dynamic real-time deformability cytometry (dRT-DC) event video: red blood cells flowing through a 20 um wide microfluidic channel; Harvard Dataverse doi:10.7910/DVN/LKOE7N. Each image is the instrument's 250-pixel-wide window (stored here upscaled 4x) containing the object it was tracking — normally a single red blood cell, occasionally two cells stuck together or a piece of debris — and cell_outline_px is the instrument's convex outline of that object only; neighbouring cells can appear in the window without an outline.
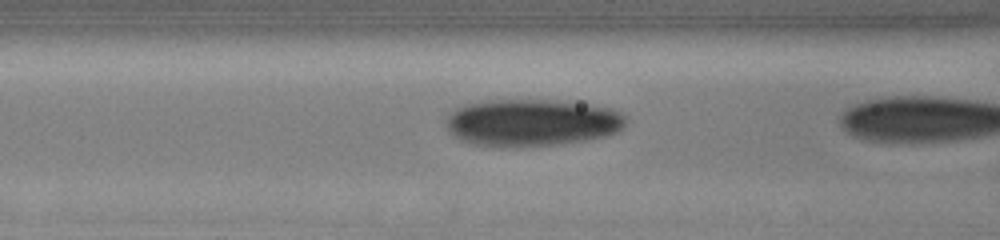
{"species": "human", "species_latin": "Homo sapiens", "temperature_condition": "cold", "stored_images_in_passage": 22, "camera_frame_rate_fps": 3000, "um_per_image_px": 0.085, "donor": {"sex": "male"}, "frame": {"image": 1, "passage_image": 20, "time_ms": 6.333, "image_size_px": [1000, 240], "cell_outline_px": [[628, 120], [624, 128], [620, 132], [588, 140], [564, 144], [516, 148], [488, 148], [468, 144], [452, 136], [448, 132], [444, 124], [444, 120], [448, 112], [464, 104], [480, 100], [568, 100], [612, 108], [628, 116]], "centroid_in_image_um": [45.17, 10.44], "position_along_channel_um": 121.4, "area_um2": 51.62}}